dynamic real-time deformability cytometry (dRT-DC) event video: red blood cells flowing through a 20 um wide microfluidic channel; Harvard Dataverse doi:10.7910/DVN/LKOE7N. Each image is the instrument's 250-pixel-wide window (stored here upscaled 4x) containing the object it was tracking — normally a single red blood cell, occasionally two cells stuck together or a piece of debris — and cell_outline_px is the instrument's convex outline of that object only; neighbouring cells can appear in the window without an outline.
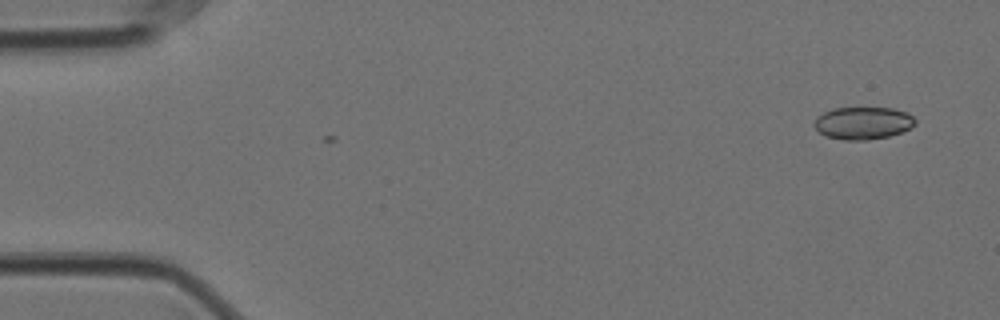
{"species": "Egyptian fruit bat (a non-hibernating species)", "species_latin": "Rousettus aegyptiacus", "temperature_condition": "cold", "stored_images_in_passage": 3, "camera_frame_rate_fps": 3000, "um_per_image_px": 0.085, "animal": {"sex": "female"}, "frame": {"image": 1, "passage_image": 3, "time_ms": 0.667, "image_size_px": [1000, 320], "cell_outline_px": [[916, 124], [912, 128], [888, 136], [868, 140], [844, 140], [824, 136], [812, 124], [816, 116], [832, 108], [892, 108], [908, 112], [916, 120]], "centroid_in_image_um": [73.34, 10.46], "position_along_channel_um": 11.7, "area_um2": 19.31}}